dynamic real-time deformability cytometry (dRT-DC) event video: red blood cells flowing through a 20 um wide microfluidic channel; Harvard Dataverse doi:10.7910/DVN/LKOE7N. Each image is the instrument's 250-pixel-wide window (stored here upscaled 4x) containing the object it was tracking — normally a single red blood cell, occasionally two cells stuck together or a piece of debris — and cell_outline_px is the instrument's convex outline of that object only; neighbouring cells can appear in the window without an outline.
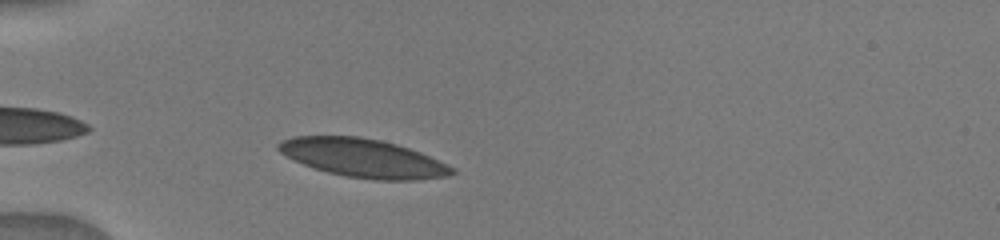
{"species": "human", "species_latin": "Homo sapiens", "temperature_condition": "warm", "stored_images_in_passage": 23, "camera_frame_rate_fps": 3000, "um_per_image_px": 0.085, "donor": {"sex": "male"}, "frame": {"image": 1, "passage_image": 1, "time_ms": 0.0, "image_size_px": [1000, 240], "cell_outline_px": [[456, 172], [448, 176], [416, 180], [376, 180], [344, 176], [328, 172], [304, 164], [280, 152], [276, 148], [276, 144], [280, 140], [292, 136], [360, 136], [380, 140], [396, 144], [420, 152], [448, 164], [456, 168]], "centroid_in_image_um": [30.89, 13.43], "position_along_channel_um": 54.1, "area_um2": 38.9}}
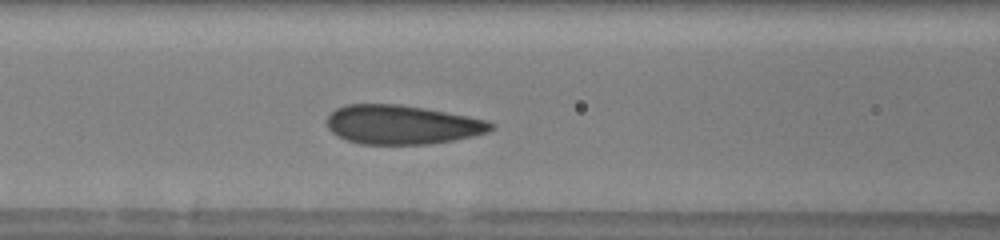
{"frame": {"image": 2, "passage_image": 8, "time_ms": 2.333, "image_size_px": [1000, 240], "cell_outline_px": [[496, 128], [488, 132], [472, 136], [452, 140], [428, 144], [360, 144], [348, 140], [332, 132], [328, 128], [328, 116], [336, 108], [348, 104], [400, 104], [424, 108], [468, 116], [484, 120], [496, 124]], "centroid_in_image_um": [34.19, 10.59], "position_along_channel_um": 132.4, "area_um2": 37.17}}
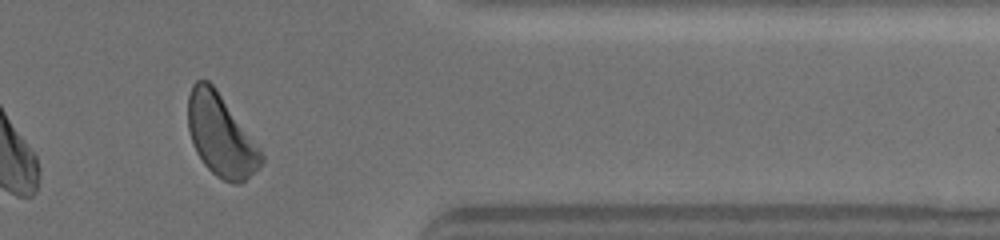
{"frame": {"image": 3, "passage_image": 19, "time_ms": 9.0, "image_size_px": [1000, 240], "cell_outline_px": [[264, 160], [240, 184], [236, 184], [224, 180], [216, 176], [204, 164], [196, 152], [188, 128], [188, 96], [192, 84], [196, 80], [208, 80], [216, 88], [260, 148], [264, 156]], "centroid_in_image_um": [18.75, 11.48], "position_along_channel_um": 392.7, "area_um2": 34.51}}